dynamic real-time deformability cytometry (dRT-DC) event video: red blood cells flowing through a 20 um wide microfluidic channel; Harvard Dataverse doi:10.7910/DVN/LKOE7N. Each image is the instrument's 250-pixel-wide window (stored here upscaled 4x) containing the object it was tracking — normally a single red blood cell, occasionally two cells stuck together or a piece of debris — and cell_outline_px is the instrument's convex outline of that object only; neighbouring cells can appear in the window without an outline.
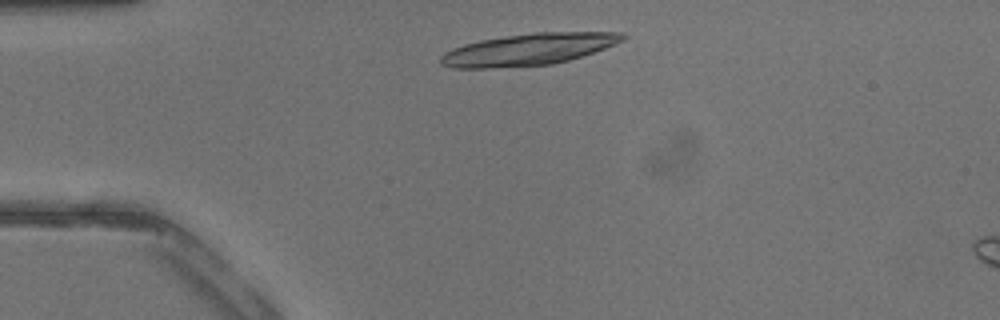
{"species": "common noctule bat (a hibernating species)", "species_latin": "Nyctalus noctula", "temperature_condition": "warm", "stored_images_in_passage": 12, "camera_frame_rate_fps": 3000, "um_per_image_px": 0.085, "animal": {"sex": "male", "body_mass_g": 13.3}, "frame": {"image": 1, "passage_image": 4, "time_ms": 1.0, "image_size_px": [1000, 320], "cell_outline_px": [[628, 36], [624, 40], [616, 44], [568, 60], [552, 64], [484, 68], [452, 68], [440, 64], [440, 56], [444, 52], [452, 48], [464, 44], [480, 40], [504, 36], [536, 32], [624, 32]], "centroid_in_image_um": [44.91, 4.19], "position_along_channel_um": 40.1, "area_um2": 33.52}}
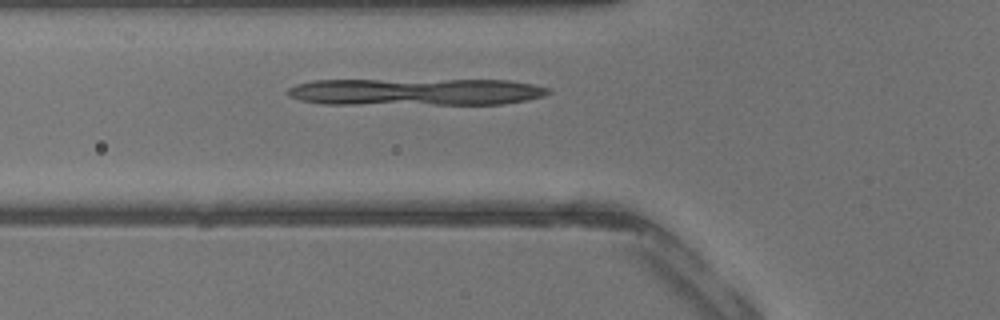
{"frame": {"image": 2, "passage_image": 9, "time_ms": 2.667, "image_size_px": [1000, 320], "cell_outline_px": [[552, 92], [544, 96], [528, 100], [504, 104], [324, 104], [300, 100], [288, 96], [284, 92], [288, 88], [296, 84], [312, 80], [508, 80], [532, 84], [552, 88]], "centroid_in_image_um": [35.35, 7.81], "position_along_channel_um": 90.5, "area_um2": 41.62}}
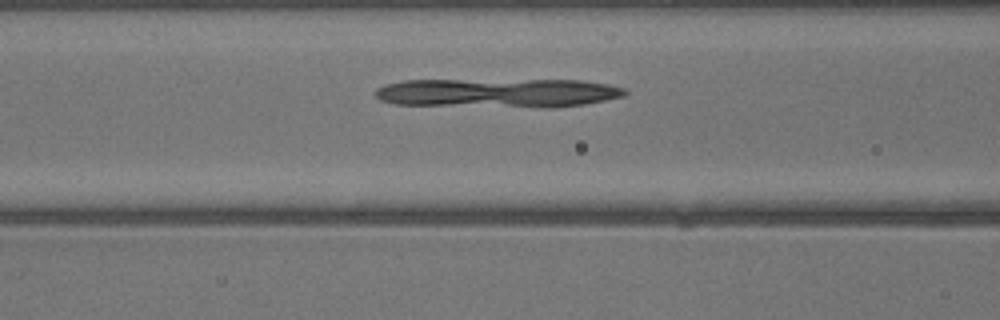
{"frame": {"image": 3, "passage_image": 11, "time_ms": 3.333, "image_size_px": [1000, 320], "cell_outline_px": [[628, 92], [624, 96], [584, 104], [552, 108], [540, 108], [396, 104], [380, 100], [376, 96], [376, 88], [388, 84], [404, 80], [580, 80], [608, 84], [624, 88]], "centroid_in_image_um": [42.36, 7.9], "position_along_channel_um": 124.2, "area_um2": 42.6}}